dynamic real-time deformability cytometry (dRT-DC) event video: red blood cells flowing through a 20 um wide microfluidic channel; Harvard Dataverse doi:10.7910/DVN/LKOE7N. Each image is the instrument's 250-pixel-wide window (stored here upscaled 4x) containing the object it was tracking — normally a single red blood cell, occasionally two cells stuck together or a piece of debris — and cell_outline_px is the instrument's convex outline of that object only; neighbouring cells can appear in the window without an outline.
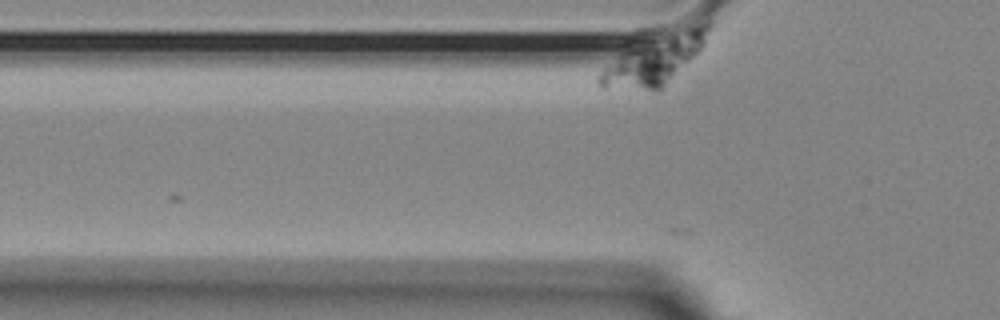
{"species": "Egyptian fruit bat (a non-hibernating species)", "species_latin": "Rousettus aegyptiacus", "temperature_condition": "room temperature", "stored_images_in_passage": 4, "camera_frame_rate_fps": 3000, "um_per_image_px": 0.085, "animal": {"sex": "female"}, "frame": {"image": 1, "passage_image": 3, "time_ms": 0.667, "image_size_px": [1000, 320], "cell_outline_px": [[708, 28], [704, 44], [700, 52], [664, 88], [600, 88], [596, 80], [596, 76], [604, 68], [628, 48], [648, 40], [708, 20]], "centroid_in_image_um": [55.65, 5.1], "position_along_channel_um": 70.2, "area_um2": 30.17}}